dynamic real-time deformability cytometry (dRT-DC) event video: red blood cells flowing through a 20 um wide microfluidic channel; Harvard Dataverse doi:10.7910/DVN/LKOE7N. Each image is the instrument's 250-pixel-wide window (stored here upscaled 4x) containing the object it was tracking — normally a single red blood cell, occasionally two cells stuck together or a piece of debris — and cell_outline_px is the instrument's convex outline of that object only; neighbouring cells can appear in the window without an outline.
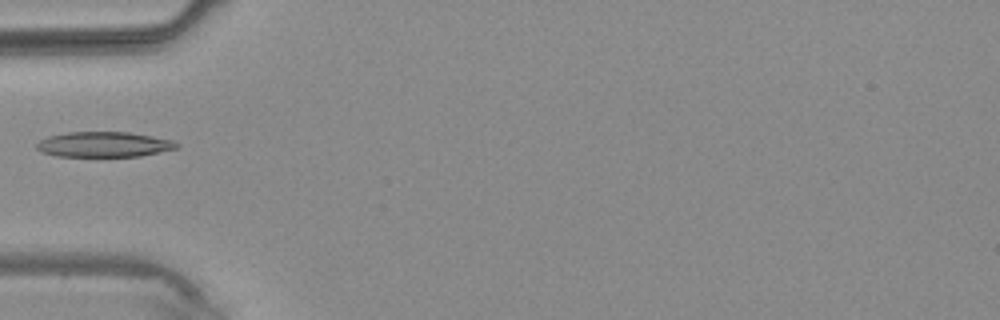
{"species": "common noctule bat (a hibernating species)", "species_latin": "Nyctalus noctula", "temperature_condition": "warm", "stored_images_in_passage": 3, "camera_frame_rate_fps": 3000, "um_per_image_px": 0.085, "animal": {"sex": "male", "body_mass_g": 20.4}, "frame": {"image": 1, "passage_image": 3, "time_ms": 2.333, "image_size_px": [1000, 320], "cell_outline_px": [[180, 144], [176, 148], [140, 156], [56, 156], [40, 152], [36, 148], [36, 144], [40, 140], [48, 136], [68, 132], [128, 132], [176, 140]], "centroid_in_image_um": [8.82, 12.27], "position_along_channel_um": 76.2, "area_um2": 20.63}}